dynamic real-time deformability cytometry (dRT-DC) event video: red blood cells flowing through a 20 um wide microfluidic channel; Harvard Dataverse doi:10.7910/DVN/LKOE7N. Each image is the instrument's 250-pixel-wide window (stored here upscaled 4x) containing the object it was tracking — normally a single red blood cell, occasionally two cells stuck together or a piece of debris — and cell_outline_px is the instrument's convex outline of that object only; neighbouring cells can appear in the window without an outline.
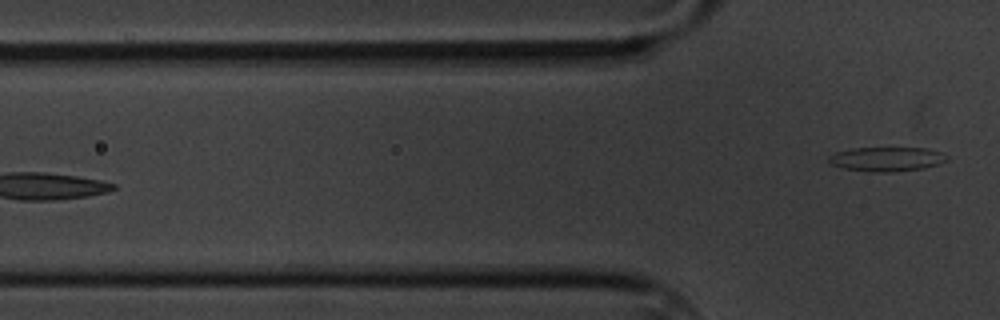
{"species": "common noctule bat (a hibernating species)", "species_latin": "Nyctalus noctula", "temperature_condition": "cold", "stored_images_in_passage": 7, "camera_frame_rate_fps": 3000, "um_per_image_px": 0.085, "animal": {"sex": "male", "body_mass_g": 20.1, "forearm_length_mm": 53.5}, "frame": {"image": 1, "passage_image": 7, "time_ms": 8.0, "image_size_px": [1000, 320], "cell_outline_px": [[948, 160], [924, 168], [892, 172], [872, 172], [844, 168], [832, 164], [828, 160], [828, 156], [836, 152], [852, 148], [928, 148], [940, 152], [948, 156]], "centroid_in_image_um": [75.37, 13.52], "position_along_channel_um": 50.4, "area_um2": 16.65}}